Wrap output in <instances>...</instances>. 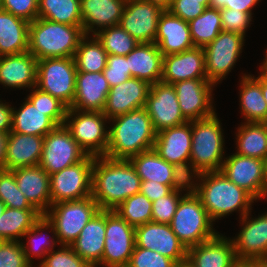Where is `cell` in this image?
<instances>
[{
  "mask_svg": "<svg viewBox=\"0 0 267 267\" xmlns=\"http://www.w3.org/2000/svg\"><path fill=\"white\" fill-rule=\"evenodd\" d=\"M267 263L261 261H238L234 267H265Z\"/></svg>",
  "mask_w": 267,
  "mask_h": 267,
  "instance_id": "obj_59",
  "label": "cell"
},
{
  "mask_svg": "<svg viewBox=\"0 0 267 267\" xmlns=\"http://www.w3.org/2000/svg\"><path fill=\"white\" fill-rule=\"evenodd\" d=\"M37 61L29 51L0 56V84L19 89L36 87Z\"/></svg>",
  "mask_w": 267,
  "mask_h": 267,
  "instance_id": "obj_27",
  "label": "cell"
},
{
  "mask_svg": "<svg viewBox=\"0 0 267 267\" xmlns=\"http://www.w3.org/2000/svg\"><path fill=\"white\" fill-rule=\"evenodd\" d=\"M182 197V193L172 190L168 195L152 202L151 221L170 224Z\"/></svg>",
  "mask_w": 267,
  "mask_h": 267,
  "instance_id": "obj_48",
  "label": "cell"
},
{
  "mask_svg": "<svg viewBox=\"0 0 267 267\" xmlns=\"http://www.w3.org/2000/svg\"><path fill=\"white\" fill-rule=\"evenodd\" d=\"M260 85H261L263 97H264L265 102L267 104V78L260 76Z\"/></svg>",
  "mask_w": 267,
  "mask_h": 267,
  "instance_id": "obj_61",
  "label": "cell"
},
{
  "mask_svg": "<svg viewBox=\"0 0 267 267\" xmlns=\"http://www.w3.org/2000/svg\"><path fill=\"white\" fill-rule=\"evenodd\" d=\"M48 210L44 216L50 221L49 230L61 246H70L85 225L100 211L92 196L52 204Z\"/></svg>",
  "mask_w": 267,
  "mask_h": 267,
  "instance_id": "obj_7",
  "label": "cell"
},
{
  "mask_svg": "<svg viewBox=\"0 0 267 267\" xmlns=\"http://www.w3.org/2000/svg\"><path fill=\"white\" fill-rule=\"evenodd\" d=\"M30 22L0 11V56L27 52L29 49Z\"/></svg>",
  "mask_w": 267,
  "mask_h": 267,
  "instance_id": "obj_32",
  "label": "cell"
},
{
  "mask_svg": "<svg viewBox=\"0 0 267 267\" xmlns=\"http://www.w3.org/2000/svg\"><path fill=\"white\" fill-rule=\"evenodd\" d=\"M103 74L110 87L127 81L131 78L127 56L108 55Z\"/></svg>",
  "mask_w": 267,
  "mask_h": 267,
  "instance_id": "obj_50",
  "label": "cell"
},
{
  "mask_svg": "<svg viewBox=\"0 0 267 267\" xmlns=\"http://www.w3.org/2000/svg\"><path fill=\"white\" fill-rule=\"evenodd\" d=\"M30 93L27 99L35 107L46 112L58 126L64 125L68 107L63 102L37 87H33Z\"/></svg>",
  "mask_w": 267,
  "mask_h": 267,
  "instance_id": "obj_44",
  "label": "cell"
},
{
  "mask_svg": "<svg viewBox=\"0 0 267 267\" xmlns=\"http://www.w3.org/2000/svg\"><path fill=\"white\" fill-rule=\"evenodd\" d=\"M189 79H207L203 48L193 47L178 54L163 56L161 82L174 84Z\"/></svg>",
  "mask_w": 267,
  "mask_h": 267,
  "instance_id": "obj_21",
  "label": "cell"
},
{
  "mask_svg": "<svg viewBox=\"0 0 267 267\" xmlns=\"http://www.w3.org/2000/svg\"><path fill=\"white\" fill-rule=\"evenodd\" d=\"M188 23L194 47L204 48L223 31L220 10L210 7L206 8L200 16L190 20Z\"/></svg>",
  "mask_w": 267,
  "mask_h": 267,
  "instance_id": "obj_40",
  "label": "cell"
},
{
  "mask_svg": "<svg viewBox=\"0 0 267 267\" xmlns=\"http://www.w3.org/2000/svg\"><path fill=\"white\" fill-rule=\"evenodd\" d=\"M265 167H266V179H267V159L265 160Z\"/></svg>",
  "mask_w": 267,
  "mask_h": 267,
  "instance_id": "obj_67",
  "label": "cell"
},
{
  "mask_svg": "<svg viewBox=\"0 0 267 267\" xmlns=\"http://www.w3.org/2000/svg\"><path fill=\"white\" fill-rule=\"evenodd\" d=\"M0 200L6 207L35 209L18 189L14 173L9 170H0Z\"/></svg>",
  "mask_w": 267,
  "mask_h": 267,
  "instance_id": "obj_45",
  "label": "cell"
},
{
  "mask_svg": "<svg viewBox=\"0 0 267 267\" xmlns=\"http://www.w3.org/2000/svg\"><path fill=\"white\" fill-rule=\"evenodd\" d=\"M110 88L103 72H77L75 96L69 108L103 112Z\"/></svg>",
  "mask_w": 267,
  "mask_h": 267,
  "instance_id": "obj_24",
  "label": "cell"
},
{
  "mask_svg": "<svg viewBox=\"0 0 267 267\" xmlns=\"http://www.w3.org/2000/svg\"><path fill=\"white\" fill-rule=\"evenodd\" d=\"M216 113L192 121L190 162L201 172L220 171L223 165L224 138Z\"/></svg>",
  "mask_w": 267,
  "mask_h": 267,
  "instance_id": "obj_6",
  "label": "cell"
},
{
  "mask_svg": "<svg viewBox=\"0 0 267 267\" xmlns=\"http://www.w3.org/2000/svg\"><path fill=\"white\" fill-rule=\"evenodd\" d=\"M150 89V83L134 77L111 87L103 114L110 120L132 110L145 107Z\"/></svg>",
  "mask_w": 267,
  "mask_h": 267,
  "instance_id": "obj_20",
  "label": "cell"
},
{
  "mask_svg": "<svg viewBox=\"0 0 267 267\" xmlns=\"http://www.w3.org/2000/svg\"><path fill=\"white\" fill-rule=\"evenodd\" d=\"M177 265L174 260L156 251L135 247L128 267H176Z\"/></svg>",
  "mask_w": 267,
  "mask_h": 267,
  "instance_id": "obj_49",
  "label": "cell"
},
{
  "mask_svg": "<svg viewBox=\"0 0 267 267\" xmlns=\"http://www.w3.org/2000/svg\"><path fill=\"white\" fill-rule=\"evenodd\" d=\"M237 262L232 240L220 234L187 249L189 267H234Z\"/></svg>",
  "mask_w": 267,
  "mask_h": 267,
  "instance_id": "obj_22",
  "label": "cell"
},
{
  "mask_svg": "<svg viewBox=\"0 0 267 267\" xmlns=\"http://www.w3.org/2000/svg\"><path fill=\"white\" fill-rule=\"evenodd\" d=\"M141 181H156L172 185L173 164L161 158L154 149L143 151L129 159Z\"/></svg>",
  "mask_w": 267,
  "mask_h": 267,
  "instance_id": "obj_35",
  "label": "cell"
},
{
  "mask_svg": "<svg viewBox=\"0 0 267 267\" xmlns=\"http://www.w3.org/2000/svg\"><path fill=\"white\" fill-rule=\"evenodd\" d=\"M94 158L87 155L82 161L50 175L51 205L92 196Z\"/></svg>",
  "mask_w": 267,
  "mask_h": 267,
  "instance_id": "obj_10",
  "label": "cell"
},
{
  "mask_svg": "<svg viewBox=\"0 0 267 267\" xmlns=\"http://www.w3.org/2000/svg\"><path fill=\"white\" fill-rule=\"evenodd\" d=\"M249 213L241 217L242 230L232 239L238 261L267 263V213L249 219Z\"/></svg>",
  "mask_w": 267,
  "mask_h": 267,
  "instance_id": "obj_19",
  "label": "cell"
},
{
  "mask_svg": "<svg viewBox=\"0 0 267 267\" xmlns=\"http://www.w3.org/2000/svg\"><path fill=\"white\" fill-rule=\"evenodd\" d=\"M2 9L14 16L33 22L38 18L39 0H1Z\"/></svg>",
  "mask_w": 267,
  "mask_h": 267,
  "instance_id": "obj_53",
  "label": "cell"
},
{
  "mask_svg": "<svg viewBox=\"0 0 267 267\" xmlns=\"http://www.w3.org/2000/svg\"><path fill=\"white\" fill-rule=\"evenodd\" d=\"M107 120L101 111L68 108L64 125L87 155L101 157L105 156L108 146V130L105 128Z\"/></svg>",
  "mask_w": 267,
  "mask_h": 267,
  "instance_id": "obj_8",
  "label": "cell"
},
{
  "mask_svg": "<svg viewBox=\"0 0 267 267\" xmlns=\"http://www.w3.org/2000/svg\"><path fill=\"white\" fill-rule=\"evenodd\" d=\"M162 12L147 1L125 2L119 25L138 43H154Z\"/></svg>",
  "mask_w": 267,
  "mask_h": 267,
  "instance_id": "obj_18",
  "label": "cell"
},
{
  "mask_svg": "<svg viewBox=\"0 0 267 267\" xmlns=\"http://www.w3.org/2000/svg\"><path fill=\"white\" fill-rule=\"evenodd\" d=\"M244 36L221 31L217 38L206 45L205 72L207 80L214 85L231 72L244 46Z\"/></svg>",
  "mask_w": 267,
  "mask_h": 267,
  "instance_id": "obj_13",
  "label": "cell"
},
{
  "mask_svg": "<svg viewBox=\"0 0 267 267\" xmlns=\"http://www.w3.org/2000/svg\"><path fill=\"white\" fill-rule=\"evenodd\" d=\"M199 182L196 195L214 222L237 209L241 212L240 217H243L251 212V205L256 201L243 188L231 182L222 171L203 172Z\"/></svg>",
  "mask_w": 267,
  "mask_h": 267,
  "instance_id": "obj_3",
  "label": "cell"
},
{
  "mask_svg": "<svg viewBox=\"0 0 267 267\" xmlns=\"http://www.w3.org/2000/svg\"><path fill=\"white\" fill-rule=\"evenodd\" d=\"M93 36L108 55L127 56L139 43L120 25L104 28Z\"/></svg>",
  "mask_w": 267,
  "mask_h": 267,
  "instance_id": "obj_42",
  "label": "cell"
},
{
  "mask_svg": "<svg viewBox=\"0 0 267 267\" xmlns=\"http://www.w3.org/2000/svg\"><path fill=\"white\" fill-rule=\"evenodd\" d=\"M145 108L156 132L188 122L181 112L173 84L161 81L152 84Z\"/></svg>",
  "mask_w": 267,
  "mask_h": 267,
  "instance_id": "obj_15",
  "label": "cell"
},
{
  "mask_svg": "<svg viewBox=\"0 0 267 267\" xmlns=\"http://www.w3.org/2000/svg\"><path fill=\"white\" fill-rule=\"evenodd\" d=\"M135 247L150 249L185 264L187 249L174 234L169 224L147 222L135 228Z\"/></svg>",
  "mask_w": 267,
  "mask_h": 267,
  "instance_id": "obj_16",
  "label": "cell"
},
{
  "mask_svg": "<svg viewBox=\"0 0 267 267\" xmlns=\"http://www.w3.org/2000/svg\"><path fill=\"white\" fill-rule=\"evenodd\" d=\"M131 78L155 84L161 81L163 54L155 43H139L128 55Z\"/></svg>",
  "mask_w": 267,
  "mask_h": 267,
  "instance_id": "obj_31",
  "label": "cell"
},
{
  "mask_svg": "<svg viewBox=\"0 0 267 267\" xmlns=\"http://www.w3.org/2000/svg\"><path fill=\"white\" fill-rule=\"evenodd\" d=\"M41 216L36 209L6 207L0 216V236L5 241H20Z\"/></svg>",
  "mask_w": 267,
  "mask_h": 267,
  "instance_id": "obj_37",
  "label": "cell"
},
{
  "mask_svg": "<svg viewBox=\"0 0 267 267\" xmlns=\"http://www.w3.org/2000/svg\"><path fill=\"white\" fill-rule=\"evenodd\" d=\"M241 113L246 122L267 123V104L262 94L260 75H243L240 82Z\"/></svg>",
  "mask_w": 267,
  "mask_h": 267,
  "instance_id": "obj_34",
  "label": "cell"
},
{
  "mask_svg": "<svg viewBox=\"0 0 267 267\" xmlns=\"http://www.w3.org/2000/svg\"><path fill=\"white\" fill-rule=\"evenodd\" d=\"M12 172L18 189L44 215L51 206L50 175L40 165L17 168Z\"/></svg>",
  "mask_w": 267,
  "mask_h": 267,
  "instance_id": "obj_23",
  "label": "cell"
},
{
  "mask_svg": "<svg viewBox=\"0 0 267 267\" xmlns=\"http://www.w3.org/2000/svg\"><path fill=\"white\" fill-rule=\"evenodd\" d=\"M38 267H92L83 260L71 246L62 245L58 251L52 250L41 260Z\"/></svg>",
  "mask_w": 267,
  "mask_h": 267,
  "instance_id": "obj_47",
  "label": "cell"
},
{
  "mask_svg": "<svg viewBox=\"0 0 267 267\" xmlns=\"http://www.w3.org/2000/svg\"><path fill=\"white\" fill-rule=\"evenodd\" d=\"M114 211L134 228L151 222L152 202L141 192L127 198Z\"/></svg>",
  "mask_w": 267,
  "mask_h": 267,
  "instance_id": "obj_43",
  "label": "cell"
},
{
  "mask_svg": "<svg viewBox=\"0 0 267 267\" xmlns=\"http://www.w3.org/2000/svg\"><path fill=\"white\" fill-rule=\"evenodd\" d=\"M5 242V240L0 236V246Z\"/></svg>",
  "mask_w": 267,
  "mask_h": 267,
  "instance_id": "obj_66",
  "label": "cell"
},
{
  "mask_svg": "<svg viewBox=\"0 0 267 267\" xmlns=\"http://www.w3.org/2000/svg\"><path fill=\"white\" fill-rule=\"evenodd\" d=\"M213 221L195 195H186L180 199L170 227L186 249L212 239L218 233L212 227Z\"/></svg>",
  "mask_w": 267,
  "mask_h": 267,
  "instance_id": "obj_5",
  "label": "cell"
},
{
  "mask_svg": "<svg viewBox=\"0 0 267 267\" xmlns=\"http://www.w3.org/2000/svg\"><path fill=\"white\" fill-rule=\"evenodd\" d=\"M145 1L152 3L155 6H158L163 11H168L172 3V0H145Z\"/></svg>",
  "mask_w": 267,
  "mask_h": 267,
  "instance_id": "obj_60",
  "label": "cell"
},
{
  "mask_svg": "<svg viewBox=\"0 0 267 267\" xmlns=\"http://www.w3.org/2000/svg\"><path fill=\"white\" fill-rule=\"evenodd\" d=\"M237 131V154L267 159V123L244 122Z\"/></svg>",
  "mask_w": 267,
  "mask_h": 267,
  "instance_id": "obj_36",
  "label": "cell"
},
{
  "mask_svg": "<svg viewBox=\"0 0 267 267\" xmlns=\"http://www.w3.org/2000/svg\"><path fill=\"white\" fill-rule=\"evenodd\" d=\"M82 26L37 18L29 25L28 51L37 59L74 57L84 37Z\"/></svg>",
  "mask_w": 267,
  "mask_h": 267,
  "instance_id": "obj_4",
  "label": "cell"
},
{
  "mask_svg": "<svg viewBox=\"0 0 267 267\" xmlns=\"http://www.w3.org/2000/svg\"><path fill=\"white\" fill-rule=\"evenodd\" d=\"M261 0H210L209 7L221 10L223 8L238 10L252 15V8Z\"/></svg>",
  "mask_w": 267,
  "mask_h": 267,
  "instance_id": "obj_55",
  "label": "cell"
},
{
  "mask_svg": "<svg viewBox=\"0 0 267 267\" xmlns=\"http://www.w3.org/2000/svg\"><path fill=\"white\" fill-rule=\"evenodd\" d=\"M0 267H34L26 258L20 241H5L0 246Z\"/></svg>",
  "mask_w": 267,
  "mask_h": 267,
  "instance_id": "obj_51",
  "label": "cell"
},
{
  "mask_svg": "<svg viewBox=\"0 0 267 267\" xmlns=\"http://www.w3.org/2000/svg\"><path fill=\"white\" fill-rule=\"evenodd\" d=\"M86 156L87 154L72 138L70 131L65 125H61L44 137L39 165L52 175L82 161Z\"/></svg>",
  "mask_w": 267,
  "mask_h": 267,
  "instance_id": "obj_12",
  "label": "cell"
},
{
  "mask_svg": "<svg viewBox=\"0 0 267 267\" xmlns=\"http://www.w3.org/2000/svg\"><path fill=\"white\" fill-rule=\"evenodd\" d=\"M154 43L163 56L178 54L193 48L189 23L169 11H163L158 21Z\"/></svg>",
  "mask_w": 267,
  "mask_h": 267,
  "instance_id": "obj_25",
  "label": "cell"
},
{
  "mask_svg": "<svg viewBox=\"0 0 267 267\" xmlns=\"http://www.w3.org/2000/svg\"><path fill=\"white\" fill-rule=\"evenodd\" d=\"M176 267H189V266L185 263V264L177 265Z\"/></svg>",
  "mask_w": 267,
  "mask_h": 267,
  "instance_id": "obj_65",
  "label": "cell"
},
{
  "mask_svg": "<svg viewBox=\"0 0 267 267\" xmlns=\"http://www.w3.org/2000/svg\"><path fill=\"white\" fill-rule=\"evenodd\" d=\"M105 157L129 160L137 154L153 149L157 132L145 107L110 119ZM114 121V122H113Z\"/></svg>",
  "mask_w": 267,
  "mask_h": 267,
  "instance_id": "obj_2",
  "label": "cell"
},
{
  "mask_svg": "<svg viewBox=\"0 0 267 267\" xmlns=\"http://www.w3.org/2000/svg\"><path fill=\"white\" fill-rule=\"evenodd\" d=\"M172 172V189L174 191L181 193L182 189L184 191L187 189L186 195H195L197 193L199 183H195L192 180L200 179L201 172L190 161L173 164ZM193 176L195 177L194 179H192Z\"/></svg>",
  "mask_w": 267,
  "mask_h": 267,
  "instance_id": "obj_46",
  "label": "cell"
},
{
  "mask_svg": "<svg viewBox=\"0 0 267 267\" xmlns=\"http://www.w3.org/2000/svg\"><path fill=\"white\" fill-rule=\"evenodd\" d=\"M48 228H50V221L44 215H42L33 224V226L23 235L24 238H28V241H26L28 244L25 245L23 242H21V245L26 255L27 261L31 265L33 264L31 260L33 259V256L37 258L42 257L44 259L46 255L54 249L56 243L59 244L57 240H54L55 237H53L51 241L49 239L46 240V237L44 238V233L40 231L47 230ZM38 236L40 237L39 240Z\"/></svg>",
  "mask_w": 267,
  "mask_h": 267,
  "instance_id": "obj_41",
  "label": "cell"
},
{
  "mask_svg": "<svg viewBox=\"0 0 267 267\" xmlns=\"http://www.w3.org/2000/svg\"><path fill=\"white\" fill-rule=\"evenodd\" d=\"M106 210H100L81 230L70 245L90 266L97 267L102 260L105 244Z\"/></svg>",
  "mask_w": 267,
  "mask_h": 267,
  "instance_id": "obj_30",
  "label": "cell"
},
{
  "mask_svg": "<svg viewBox=\"0 0 267 267\" xmlns=\"http://www.w3.org/2000/svg\"><path fill=\"white\" fill-rule=\"evenodd\" d=\"M2 10V2H1V0H0V11Z\"/></svg>",
  "mask_w": 267,
  "mask_h": 267,
  "instance_id": "obj_69",
  "label": "cell"
},
{
  "mask_svg": "<svg viewBox=\"0 0 267 267\" xmlns=\"http://www.w3.org/2000/svg\"><path fill=\"white\" fill-rule=\"evenodd\" d=\"M206 7L203 0H172L169 12L182 20L189 22L200 16Z\"/></svg>",
  "mask_w": 267,
  "mask_h": 267,
  "instance_id": "obj_54",
  "label": "cell"
},
{
  "mask_svg": "<svg viewBox=\"0 0 267 267\" xmlns=\"http://www.w3.org/2000/svg\"><path fill=\"white\" fill-rule=\"evenodd\" d=\"M74 57L46 58L37 61V88L58 98L68 108L75 96Z\"/></svg>",
  "mask_w": 267,
  "mask_h": 267,
  "instance_id": "obj_9",
  "label": "cell"
},
{
  "mask_svg": "<svg viewBox=\"0 0 267 267\" xmlns=\"http://www.w3.org/2000/svg\"><path fill=\"white\" fill-rule=\"evenodd\" d=\"M135 246V228L114 210H106L104 251L98 265L104 267L128 266Z\"/></svg>",
  "mask_w": 267,
  "mask_h": 267,
  "instance_id": "obj_11",
  "label": "cell"
},
{
  "mask_svg": "<svg viewBox=\"0 0 267 267\" xmlns=\"http://www.w3.org/2000/svg\"><path fill=\"white\" fill-rule=\"evenodd\" d=\"M11 132L45 137L58 125L28 99L19 110L12 108Z\"/></svg>",
  "mask_w": 267,
  "mask_h": 267,
  "instance_id": "obj_33",
  "label": "cell"
},
{
  "mask_svg": "<svg viewBox=\"0 0 267 267\" xmlns=\"http://www.w3.org/2000/svg\"><path fill=\"white\" fill-rule=\"evenodd\" d=\"M125 2V0H80L84 35L89 36L90 32L94 35L104 28L119 25ZM94 26H97V30Z\"/></svg>",
  "mask_w": 267,
  "mask_h": 267,
  "instance_id": "obj_29",
  "label": "cell"
},
{
  "mask_svg": "<svg viewBox=\"0 0 267 267\" xmlns=\"http://www.w3.org/2000/svg\"><path fill=\"white\" fill-rule=\"evenodd\" d=\"M210 0H203V5L208 8Z\"/></svg>",
  "mask_w": 267,
  "mask_h": 267,
  "instance_id": "obj_64",
  "label": "cell"
},
{
  "mask_svg": "<svg viewBox=\"0 0 267 267\" xmlns=\"http://www.w3.org/2000/svg\"><path fill=\"white\" fill-rule=\"evenodd\" d=\"M85 35L79 42L74 55L77 72H103L107 63V52L94 36L90 41Z\"/></svg>",
  "mask_w": 267,
  "mask_h": 267,
  "instance_id": "obj_39",
  "label": "cell"
},
{
  "mask_svg": "<svg viewBox=\"0 0 267 267\" xmlns=\"http://www.w3.org/2000/svg\"><path fill=\"white\" fill-rule=\"evenodd\" d=\"M38 18L66 25L82 26L80 0H39Z\"/></svg>",
  "mask_w": 267,
  "mask_h": 267,
  "instance_id": "obj_38",
  "label": "cell"
},
{
  "mask_svg": "<svg viewBox=\"0 0 267 267\" xmlns=\"http://www.w3.org/2000/svg\"><path fill=\"white\" fill-rule=\"evenodd\" d=\"M6 206L5 204L0 200V216L3 214Z\"/></svg>",
  "mask_w": 267,
  "mask_h": 267,
  "instance_id": "obj_63",
  "label": "cell"
},
{
  "mask_svg": "<svg viewBox=\"0 0 267 267\" xmlns=\"http://www.w3.org/2000/svg\"><path fill=\"white\" fill-rule=\"evenodd\" d=\"M44 137L9 132L5 152L4 170H15L39 165Z\"/></svg>",
  "mask_w": 267,
  "mask_h": 267,
  "instance_id": "obj_28",
  "label": "cell"
},
{
  "mask_svg": "<svg viewBox=\"0 0 267 267\" xmlns=\"http://www.w3.org/2000/svg\"><path fill=\"white\" fill-rule=\"evenodd\" d=\"M172 190V185H164L152 180L141 181L140 192L151 202L168 195Z\"/></svg>",
  "mask_w": 267,
  "mask_h": 267,
  "instance_id": "obj_56",
  "label": "cell"
},
{
  "mask_svg": "<svg viewBox=\"0 0 267 267\" xmlns=\"http://www.w3.org/2000/svg\"><path fill=\"white\" fill-rule=\"evenodd\" d=\"M220 171L255 200L267 196L265 160L234 153L223 161Z\"/></svg>",
  "mask_w": 267,
  "mask_h": 267,
  "instance_id": "obj_14",
  "label": "cell"
},
{
  "mask_svg": "<svg viewBox=\"0 0 267 267\" xmlns=\"http://www.w3.org/2000/svg\"><path fill=\"white\" fill-rule=\"evenodd\" d=\"M260 76L264 77V78H267V52H266V56H265V59L263 61V64L260 66Z\"/></svg>",
  "mask_w": 267,
  "mask_h": 267,
  "instance_id": "obj_62",
  "label": "cell"
},
{
  "mask_svg": "<svg viewBox=\"0 0 267 267\" xmlns=\"http://www.w3.org/2000/svg\"><path fill=\"white\" fill-rule=\"evenodd\" d=\"M183 116L188 121L207 118L215 113L212 105L213 83L207 79H189L173 84Z\"/></svg>",
  "mask_w": 267,
  "mask_h": 267,
  "instance_id": "obj_17",
  "label": "cell"
},
{
  "mask_svg": "<svg viewBox=\"0 0 267 267\" xmlns=\"http://www.w3.org/2000/svg\"><path fill=\"white\" fill-rule=\"evenodd\" d=\"M126 2H131V1H145V0H125Z\"/></svg>",
  "mask_w": 267,
  "mask_h": 267,
  "instance_id": "obj_68",
  "label": "cell"
},
{
  "mask_svg": "<svg viewBox=\"0 0 267 267\" xmlns=\"http://www.w3.org/2000/svg\"><path fill=\"white\" fill-rule=\"evenodd\" d=\"M192 121L157 132L153 149L168 163L190 161Z\"/></svg>",
  "mask_w": 267,
  "mask_h": 267,
  "instance_id": "obj_26",
  "label": "cell"
},
{
  "mask_svg": "<svg viewBox=\"0 0 267 267\" xmlns=\"http://www.w3.org/2000/svg\"><path fill=\"white\" fill-rule=\"evenodd\" d=\"M12 107L0 100V133H9L12 127Z\"/></svg>",
  "mask_w": 267,
  "mask_h": 267,
  "instance_id": "obj_57",
  "label": "cell"
},
{
  "mask_svg": "<svg viewBox=\"0 0 267 267\" xmlns=\"http://www.w3.org/2000/svg\"><path fill=\"white\" fill-rule=\"evenodd\" d=\"M92 198L100 210H114L140 192L141 179L129 160L95 157L92 169Z\"/></svg>",
  "mask_w": 267,
  "mask_h": 267,
  "instance_id": "obj_1",
  "label": "cell"
},
{
  "mask_svg": "<svg viewBox=\"0 0 267 267\" xmlns=\"http://www.w3.org/2000/svg\"><path fill=\"white\" fill-rule=\"evenodd\" d=\"M7 133H0V170H4Z\"/></svg>",
  "mask_w": 267,
  "mask_h": 267,
  "instance_id": "obj_58",
  "label": "cell"
},
{
  "mask_svg": "<svg viewBox=\"0 0 267 267\" xmlns=\"http://www.w3.org/2000/svg\"><path fill=\"white\" fill-rule=\"evenodd\" d=\"M222 29L245 37V32L252 21V15L246 12L223 8L220 10Z\"/></svg>",
  "mask_w": 267,
  "mask_h": 267,
  "instance_id": "obj_52",
  "label": "cell"
}]
</instances>
